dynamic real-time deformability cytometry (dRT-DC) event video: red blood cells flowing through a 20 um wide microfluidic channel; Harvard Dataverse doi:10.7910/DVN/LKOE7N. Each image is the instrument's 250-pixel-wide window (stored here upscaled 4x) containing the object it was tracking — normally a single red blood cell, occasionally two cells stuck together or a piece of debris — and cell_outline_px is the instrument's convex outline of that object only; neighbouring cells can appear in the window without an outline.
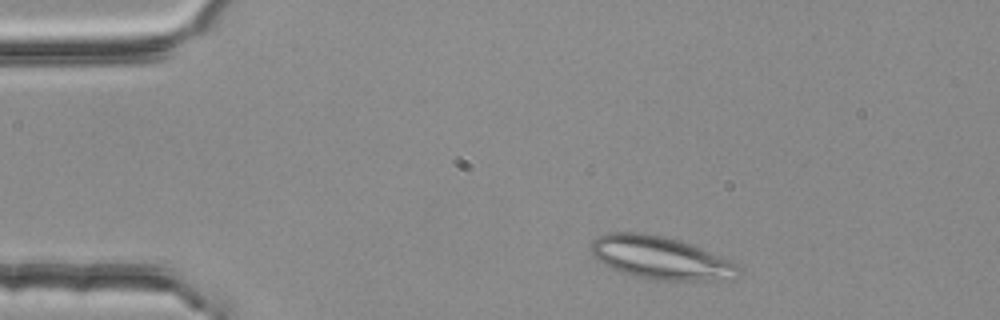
{"species": "common noctule bat (a hibernating species)", "species_latin": "Nyctalus noctula", "temperature_condition": "room temperature", "stored_images_in_passage": 2, "camera_frame_rate_fps": 3000, "um_per_image_px": 0.085, "animal": {"sex": "female", "body_mass_g": 25.1}, "frame": {"image": 1, "passage_image": 1, "time_ms": 0.0, "image_size_px": [1000, 320], "cell_outline_px": [[740, 276], [732, 280], [656, 280], [632, 276], [620, 272], [596, 260], [592, 256], [592, 240], [608, 232], [644, 232], [664, 236], [700, 248], [732, 260], [740, 264]], "centroid_in_image_um": [56.18, 21.93], "position_along_channel_um": 28.8, "area_um2": 37.11}}